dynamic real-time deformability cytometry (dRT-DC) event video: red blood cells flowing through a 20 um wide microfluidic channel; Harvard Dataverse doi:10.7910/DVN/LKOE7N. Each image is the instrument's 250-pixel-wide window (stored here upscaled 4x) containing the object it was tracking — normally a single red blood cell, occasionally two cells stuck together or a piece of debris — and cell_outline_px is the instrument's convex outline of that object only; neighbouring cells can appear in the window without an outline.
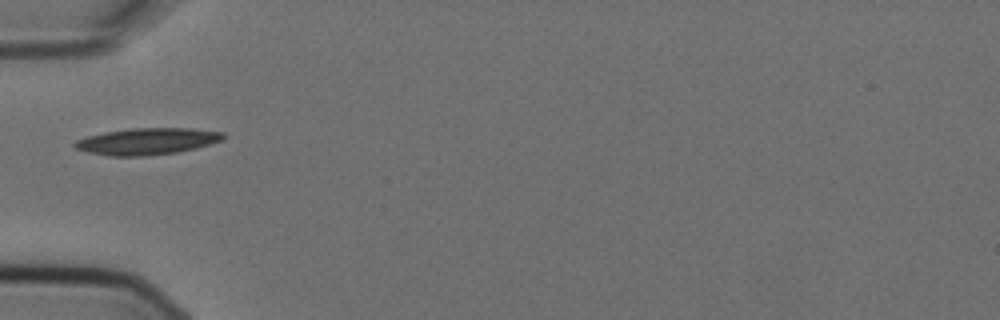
{"species": "Egyptian fruit bat (a non-hibernating species)", "species_latin": "Rousettus aegyptiacus", "temperature_condition": "cold", "stored_images_in_passage": 6, "camera_frame_rate_fps": 3000, "um_per_image_px": 0.085, "animal": {"sex": "female"}, "frame": {"image": 1, "passage_image": 1, "time_ms": 0.0, "image_size_px": [1000, 320], "cell_outline_px": [[224, 136], [220, 140], [196, 148], [176, 152], [148, 156], [112, 156], [88, 152], [76, 148], [72, 144], [76, 140], [88, 136], [104, 132], [132, 128], [192, 128], [224, 132]], "centroid_in_image_um": [12.49, 12.01], "position_along_channel_um": 72.5, "area_um2": 22.89}}
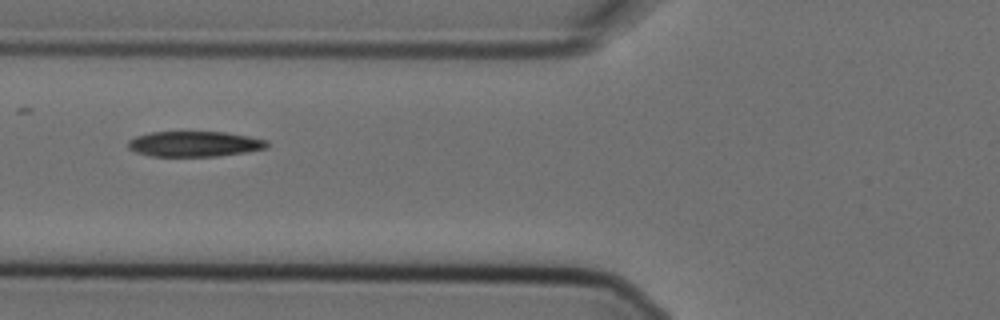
{"frame": {"image": 2, "passage_image": 2, "time_ms": 0.333, "image_size_px": [1000, 320], "cell_outline_px": [[268, 148], [248, 152], [216, 156], [152, 156], [136, 152], [128, 148], [128, 140], [136, 136], [152, 132], [224, 132], [248, 136], [268, 140]], "centroid_in_image_um": [16.56, 12.23], "position_along_channel_um": 109.2, "area_um2": 20.58}}
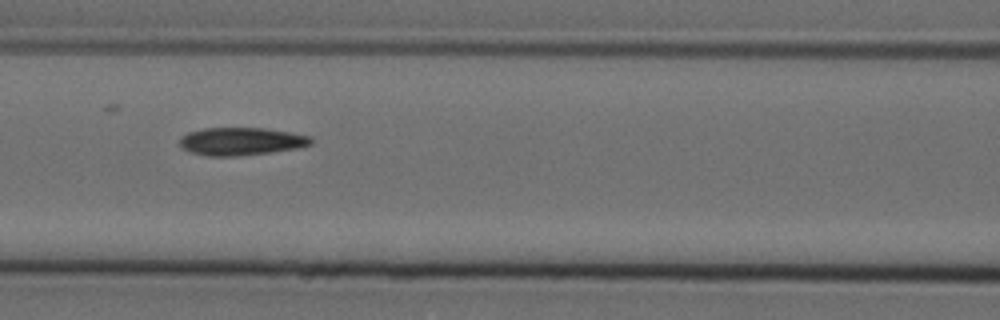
{"frame": {"image": 3, "passage_image": 3, "time_ms": 0.667, "image_size_px": [1000, 320], "cell_outline_px": [[312, 144], [296, 148], [268, 152], [236, 156], [208, 156], [192, 152], [180, 148], [180, 136], [188, 132], [204, 128], [264, 128], [312, 136]], "centroid_in_image_um": [20.46, 12.01], "position_along_channel_um": 146.1, "area_um2": 21.15}}